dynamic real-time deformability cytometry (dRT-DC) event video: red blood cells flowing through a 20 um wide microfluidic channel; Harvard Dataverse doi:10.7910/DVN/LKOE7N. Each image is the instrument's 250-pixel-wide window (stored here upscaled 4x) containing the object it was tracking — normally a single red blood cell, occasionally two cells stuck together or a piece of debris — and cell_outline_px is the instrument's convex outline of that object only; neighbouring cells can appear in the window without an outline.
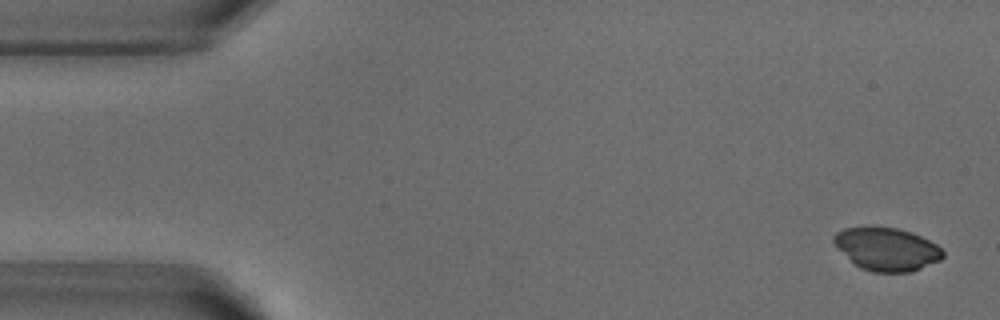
{"species": "common noctule bat (a hibernating species)", "species_latin": "Nyctalus noctula", "temperature_condition": "warm", "stored_images_in_passage": 52, "camera_frame_rate_fps": 3000, "um_per_image_px": 0.085, "animal": {"sex": "male", "body_mass_g": 18.8}, "frame": {"image": 1, "passage_image": 2, "time_ms": 0.333, "image_size_px": [1000, 320], "cell_outline_px": [[944, 256], [940, 260], [912, 272], [872, 272], [860, 268], [832, 240], [832, 236], [836, 232], [844, 228], [900, 228], [912, 232], [936, 244], [944, 252]], "centroid_in_image_um": [75.42, 21.18], "position_along_channel_um": 9.6, "area_um2": 26.82}}
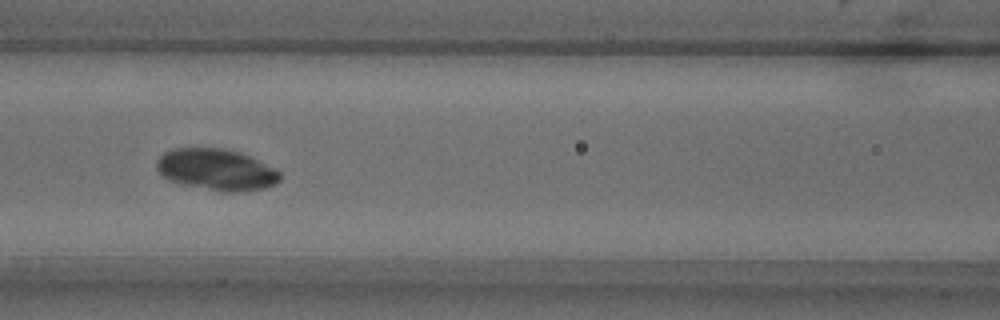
{"frame": {"image": 2, "passage_image": 22, "time_ms": 7.0, "image_size_px": [1000, 320], "cell_outline_px": [[280, 180], [276, 184], [264, 188], [244, 192], [220, 192], [184, 184], [168, 180], [156, 168], [156, 160], [164, 152], [172, 148], [224, 148], [240, 152], [276, 168], [280, 172]], "centroid_in_image_um": [18.41, 14.42], "position_along_channel_um": 148.2, "area_um2": 30.0}}
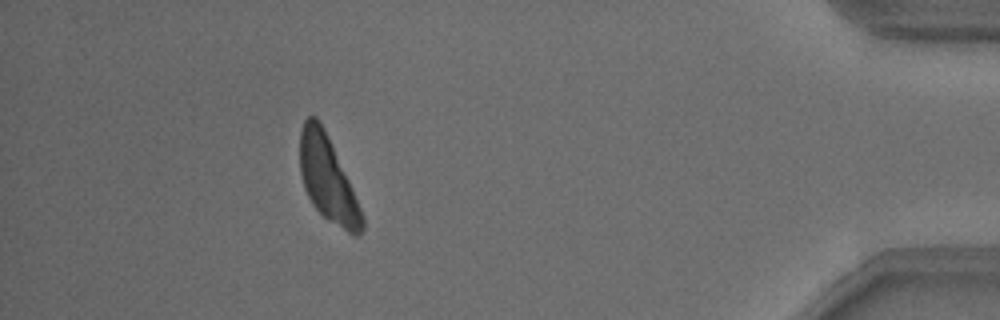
{"frame": {"image": 3, "passage_image": 47, "time_ms": 15.333, "image_size_px": [1000, 320], "cell_outline_px": [[364, 228], [356, 236], [348, 232], [328, 220], [312, 204], [304, 188], [300, 172], [300, 128], [304, 120], [308, 116], [316, 116], [324, 128], [352, 188], [364, 216]], "centroid_in_image_um": [27.84, 15.2], "position_along_channel_um": 407.4, "area_um2": 30.4}}